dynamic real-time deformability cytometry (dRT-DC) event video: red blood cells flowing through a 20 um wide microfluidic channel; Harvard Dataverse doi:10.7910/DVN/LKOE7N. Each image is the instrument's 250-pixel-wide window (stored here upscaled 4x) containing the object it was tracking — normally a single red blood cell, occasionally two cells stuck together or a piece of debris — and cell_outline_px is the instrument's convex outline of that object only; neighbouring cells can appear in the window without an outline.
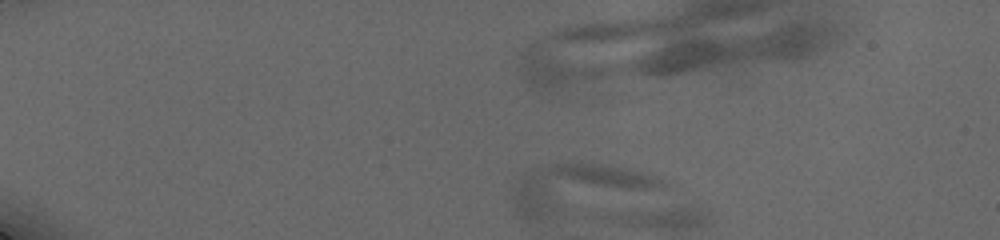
{"species": "human", "species_latin": "Homo sapiens", "temperature_condition": "cold", "stored_images_in_passage": 1, "camera_frame_rate_fps": 3000, "um_per_image_px": 0.085, "donor": {"sex": "male"}, "frame": {"image": 1, "passage_image": 1, "time_ms": 0.0, "image_size_px": [1000, 240], "cell_outline_px": [[668, 184], [556, 224], [528, 224], [512, 216], [512, 188], [528, 172], [556, 164], [572, 160], [624, 168], [656, 176], [664, 180]], "centroid_in_image_um": [48.91, 16.21], "position_along_channel_um": 36.1, "area_um2": 45.37}}